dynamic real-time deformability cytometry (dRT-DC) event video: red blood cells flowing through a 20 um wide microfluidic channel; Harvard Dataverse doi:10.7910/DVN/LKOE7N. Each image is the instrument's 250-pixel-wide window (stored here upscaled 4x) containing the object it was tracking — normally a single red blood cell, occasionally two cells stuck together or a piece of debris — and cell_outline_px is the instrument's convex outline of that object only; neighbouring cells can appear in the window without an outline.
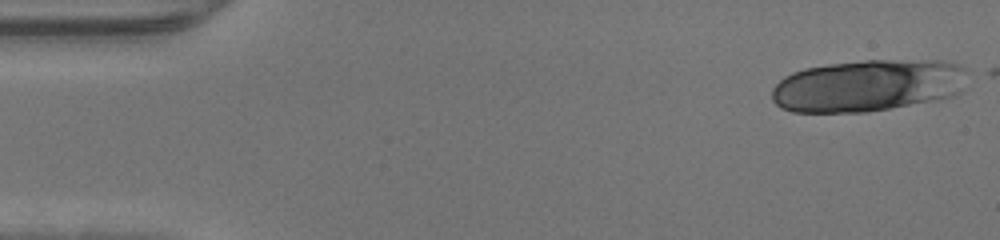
{"species": "human", "species_latin": "Homo sapiens", "temperature_condition": "warm", "stored_images_in_passage": 45, "camera_frame_rate_fps": 3000, "um_per_image_px": 0.085, "donor": {"sex": "male"}, "frame": {"image": 1, "passage_image": 1, "time_ms": 0.0, "image_size_px": [1000, 240], "cell_outline_px": [[968, 68], [960, 92], [956, 96], [868, 112], [792, 112], [780, 108], [772, 100], [772, 88], [784, 76], [792, 72], [804, 68], [828, 64], [864, 60], [944, 60], [960, 64]], "centroid_in_image_um": [73.77, 7.26], "position_along_channel_um": 11.2, "area_um2": 59.82}}
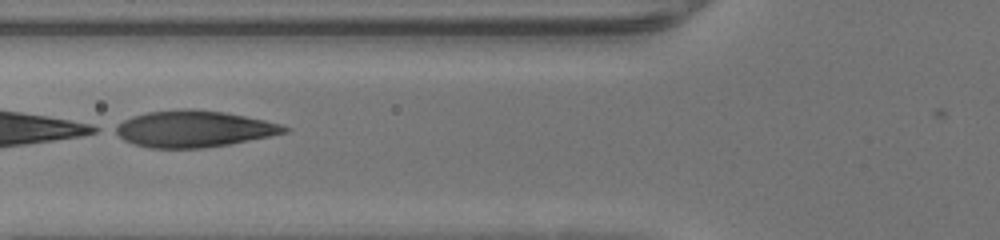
{"frame": {"image": 2, "passage_image": 17, "time_ms": 5.333, "image_size_px": [1000, 240], "cell_outline_px": [[292, 128], [288, 132], [228, 144], [204, 148], [148, 148], [124, 140], [112, 132], [108, 128], [132, 116], [148, 112], [180, 108], [192, 108], [224, 112], [264, 120], [280, 124]], "centroid_in_image_um": [16.39, 10.94], "position_along_channel_um": 109.4, "area_um2": 36.18}}
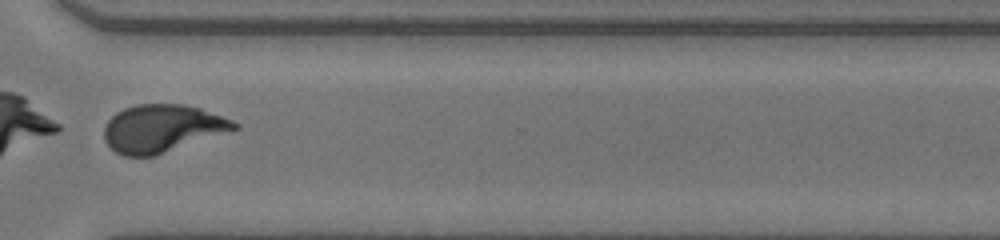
{"frame": {"image": 3, "passage_image": 34, "time_ms": 11.0, "image_size_px": [1000, 240], "cell_outline_px": [[240, 128], [152, 156], [124, 156], [116, 152], [104, 140], [104, 128], [108, 120], [116, 112], [124, 108], [136, 104], [184, 104], [200, 108], [232, 120], [240, 124]], "centroid_in_image_um": [13.77, 10.9], "position_along_channel_um": 356.8, "area_um2": 35.84}}